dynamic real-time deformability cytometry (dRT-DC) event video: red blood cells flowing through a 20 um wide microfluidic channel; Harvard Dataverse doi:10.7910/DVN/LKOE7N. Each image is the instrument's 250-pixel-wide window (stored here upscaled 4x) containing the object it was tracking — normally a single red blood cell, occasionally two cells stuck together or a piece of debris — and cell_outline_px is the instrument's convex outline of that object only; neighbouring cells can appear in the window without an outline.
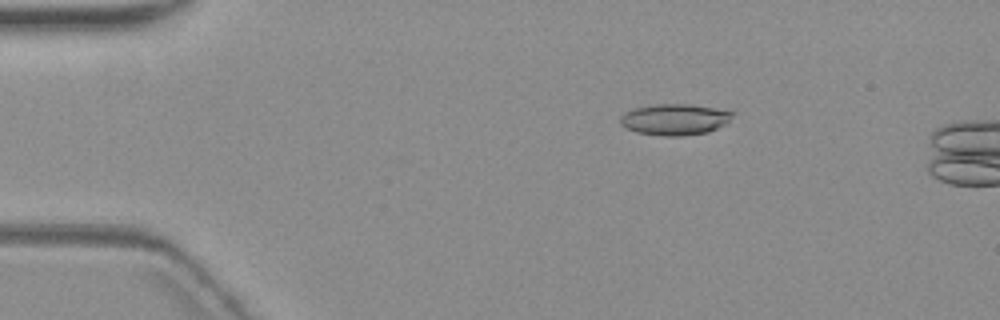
{"species": "common noctule bat (a hibernating species)", "species_latin": "Nyctalus noctula", "temperature_condition": "warm", "stored_images_in_passage": 3, "camera_frame_rate_fps": 3000, "um_per_image_px": 0.085, "animal": {"sex": "female", "body_mass_g": 19.3, "forearm_length_mm": 54.1}, "frame": {"image": 1, "passage_image": 1, "time_ms": 0.0, "image_size_px": [1000, 320], "cell_outline_px": [[736, 112], [724, 124], [708, 132], [684, 136], [664, 136], [636, 132], [620, 124], [620, 116], [624, 112], [632, 108], [652, 104], [692, 104]], "centroid_in_image_um": [57.32, 10.14], "position_along_channel_um": 27.7, "area_um2": 20.46}}